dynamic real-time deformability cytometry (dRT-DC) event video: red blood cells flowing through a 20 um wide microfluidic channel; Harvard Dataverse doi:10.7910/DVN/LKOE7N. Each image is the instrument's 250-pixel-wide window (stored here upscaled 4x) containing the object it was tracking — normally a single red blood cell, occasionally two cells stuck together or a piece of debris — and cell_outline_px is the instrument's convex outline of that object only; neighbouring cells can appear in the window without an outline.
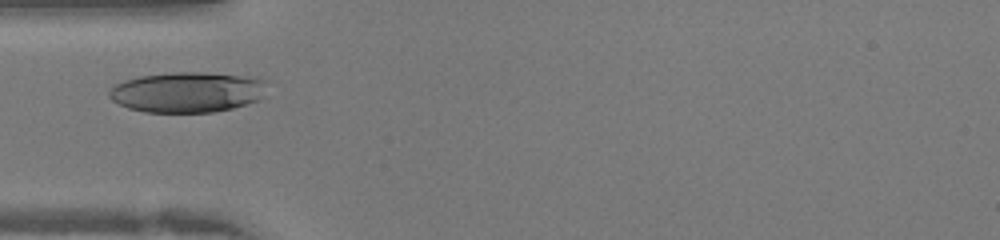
{"species": "human", "species_latin": "Homo sapiens", "temperature_condition": "warm", "stored_images_in_passage": 13, "camera_frame_rate_fps": 3000, "um_per_image_px": 0.085, "donor": {"sex": "female"}, "frame": {"image": 1, "passage_image": 6, "time_ms": 1.667, "image_size_px": [1000, 240], "cell_outline_px": [[264, 80], [260, 96], [256, 100], [232, 108], [212, 112], [144, 112], [128, 108], [112, 100], [108, 96], [108, 92], [116, 84], [124, 80], [140, 76], [172, 72], [204, 72], [248, 76]], "centroid_in_image_um": [15.83, 7.82], "position_along_channel_um": 69.2, "area_um2": 36.76}}
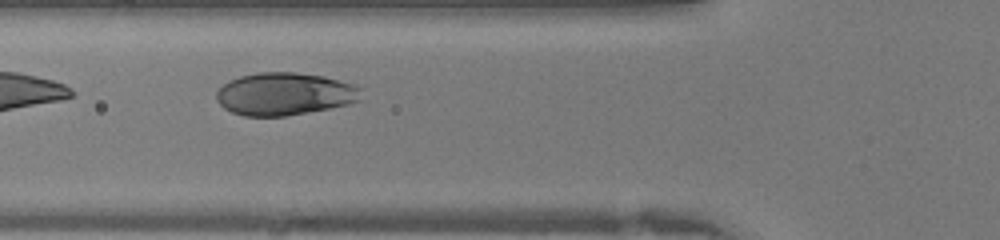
{"frame": {"image": 2, "passage_image": 8, "time_ms": 2.333, "image_size_px": [1000, 240], "cell_outline_px": [[360, 100], [348, 104], [328, 108], [284, 116], [244, 116], [232, 112], [224, 108], [216, 100], [216, 92], [228, 80], [240, 76], [260, 72], [296, 72], [324, 76], [356, 84], [360, 88]], "centroid_in_image_um": [24.18, 7.97], "position_along_channel_um": 101.6, "area_um2": 35.95}}
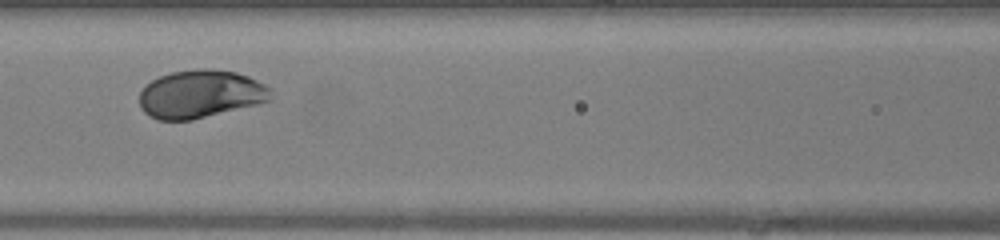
{"frame": {"image": 3, "passage_image": 11, "time_ms": 3.333, "image_size_px": [1000, 240], "cell_outline_px": [[272, 100], [192, 120], [156, 120], [148, 116], [140, 108], [140, 92], [144, 84], [160, 76], [172, 72], [200, 68], [204, 68], [236, 72], [248, 76], [264, 84], [268, 88]], "centroid_in_image_um": [16.99, 8.0], "position_along_channel_um": 149.6, "area_um2": 36.7}}